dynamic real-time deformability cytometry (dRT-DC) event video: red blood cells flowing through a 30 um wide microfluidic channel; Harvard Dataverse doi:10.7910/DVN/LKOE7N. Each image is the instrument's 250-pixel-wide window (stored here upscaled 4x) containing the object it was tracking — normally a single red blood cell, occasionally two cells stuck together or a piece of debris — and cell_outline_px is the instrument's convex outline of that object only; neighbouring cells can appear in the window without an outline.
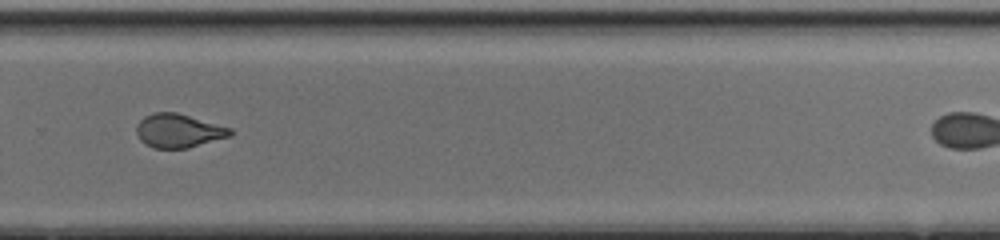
{"species": "common noctule bat (a hibernating species)", "species_latin": "Nyctalus noctula", "temperature_condition": "cold", "stored_images_in_passage": 36, "camera_frame_rate_fps": 3000, "um_per_image_px": 0.085, "animal": {"sex": "female", "body_mass_g": 17.0, "forearm_length_mm": 48.0}, "frame": {"image": 1, "passage_image": 26, "time_ms": 8.333, "image_size_px": [1000, 240], "cell_outline_px": [[232, 136], [188, 148], [152, 148], [144, 144], [140, 140], [136, 132], [136, 124], [144, 116], [152, 112], [176, 112], [232, 128]], "centroid_in_image_um": [15.16, 11.11], "position_along_channel_um": 314.6, "area_um2": 18.61}, "authors_computed_cell_mechanics": {"area_um2": 19.1318, "velocity_mm_per_s": 4.0868, "shape_relaxation_time_tau1_ms": null, "shape_relaxation_time_tau2_ms": 0.5552, "deformation_change_tau1": null, "deformation_change_tau2": 0.0532}}